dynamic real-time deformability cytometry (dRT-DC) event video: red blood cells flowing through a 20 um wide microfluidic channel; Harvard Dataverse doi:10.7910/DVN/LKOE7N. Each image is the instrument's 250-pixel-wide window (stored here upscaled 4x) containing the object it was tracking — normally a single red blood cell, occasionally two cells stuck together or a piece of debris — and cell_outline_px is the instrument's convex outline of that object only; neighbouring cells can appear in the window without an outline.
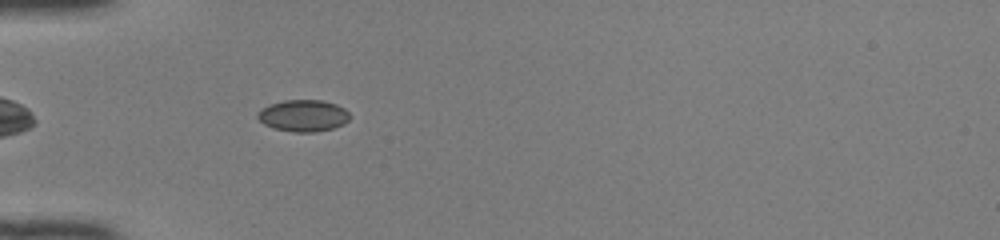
{"species": "common noctule bat (a hibernating species)", "species_latin": "Nyctalus noctula", "temperature_condition": "room temperature", "stored_images_in_passage": 36, "camera_frame_rate_fps": 3000, "um_per_image_px": 0.085, "animal": {"sex": "female", "body_mass_g": 22.0, "forearm_length_mm": 56.7}, "frame": {"image": 1, "passage_image": 3, "time_ms": 0.667, "image_size_px": [1000, 240], "cell_outline_px": [[348, 120], [344, 124], [332, 128], [316, 132], [296, 132], [276, 128], [264, 124], [256, 116], [256, 112], [268, 104], [284, 100], [320, 100], [336, 104], [344, 108], [348, 112]], "centroid_in_image_um": [25.75, 9.82], "position_along_channel_um": 59.2, "area_um2": 16.94}}
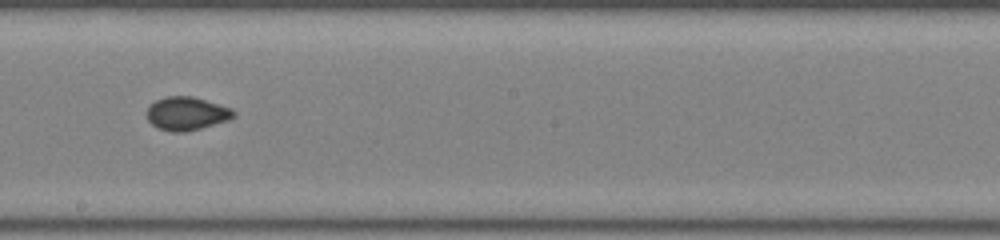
{"frame": {"image": 2, "passage_image": 16, "time_ms": 5.0, "image_size_px": [1000, 240], "cell_outline_px": [[236, 116], [228, 120], [200, 128], [184, 132], [172, 132], [160, 128], [152, 124], [148, 120], [148, 108], [156, 100], [164, 96], [192, 96], [232, 108], [236, 112]], "centroid_in_image_um": [15.9, 9.64], "position_along_channel_um": 232.3, "area_um2": 16.7}}
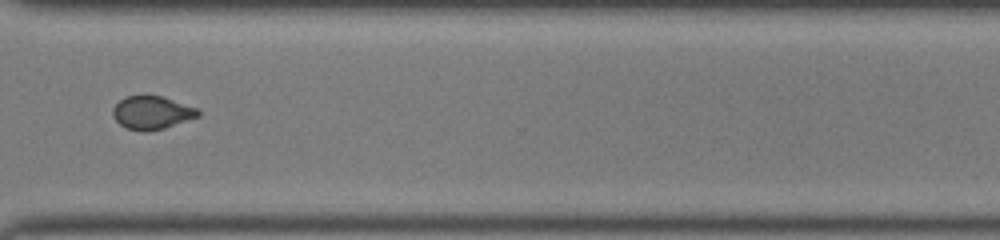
{"frame": {"image": 3, "passage_image": 25, "time_ms": 8.0, "image_size_px": [1000, 240], "cell_outline_px": [[200, 116], [164, 128], [144, 132], [124, 128], [112, 116], [112, 108], [124, 96], [164, 96], [196, 108], [200, 112]], "centroid_in_image_um": [12.88, 9.58], "position_along_channel_um": 357.7, "area_um2": 16.53}, "authors_computed_cell_mechanics": {"area_um2": 16.762, "velocity_mm_per_s": 4.1603, "shape_relaxation_time_tau1_ms": 4.2595, "shape_relaxation_time_tau2_ms": 2.5684, "deformation_change_tau1": 0.0496, "deformation_change_tau2": 0.0608}}